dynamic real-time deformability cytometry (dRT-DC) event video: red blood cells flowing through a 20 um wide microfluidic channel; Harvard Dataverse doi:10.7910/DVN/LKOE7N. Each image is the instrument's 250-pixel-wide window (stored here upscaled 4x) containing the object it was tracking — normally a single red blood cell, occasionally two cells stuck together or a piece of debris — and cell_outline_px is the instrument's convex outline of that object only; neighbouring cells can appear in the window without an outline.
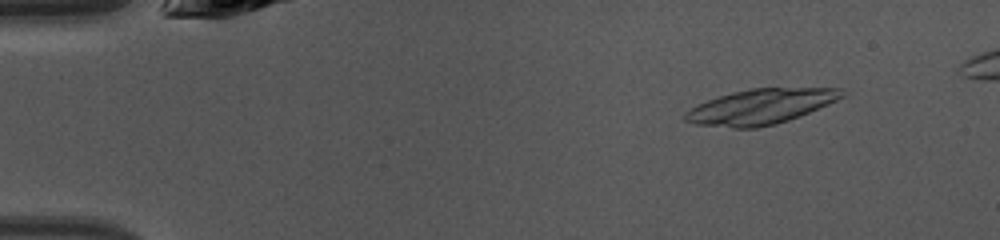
{"species": "common noctule bat (a hibernating species)", "species_latin": "Nyctalus noctula", "temperature_condition": "warm", "stored_images_in_passage": 45, "camera_frame_rate_fps": 3000, "um_per_image_px": 0.085, "animal": {"sex": "female", "body_mass_g": 10.0, "forearm_length_mm": 53.1}, "frame": {"image": 1, "passage_image": 5, "time_ms": 1.333, "image_size_px": [1000, 240], "cell_outline_px": [[848, 92], [844, 96], [828, 104], [800, 116], [776, 124], [756, 128], [732, 128], [696, 124], [684, 120], [684, 112], [708, 100], [732, 92], [752, 88], [840, 88]], "centroid_in_image_um": [64.68, 9.06], "position_along_channel_um": 20.3, "area_um2": 31.91}}
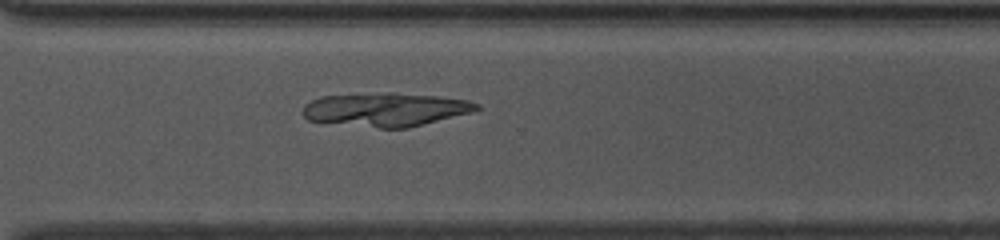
{"frame": {"image": 2, "passage_image": 33, "time_ms": 10.667, "image_size_px": [1000, 240], "cell_outline_px": [[480, 108], [472, 112], [408, 128], [380, 128], [308, 120], [300, 112], [304, 104], [320, 96], [388, 92], [396, 92], [436, 96], [468, 100], [480, 104]], "centroid_in_image_um": [32.77, 9.3], "position_along_channel_um": 337.8, "area_um2": 34.1}}
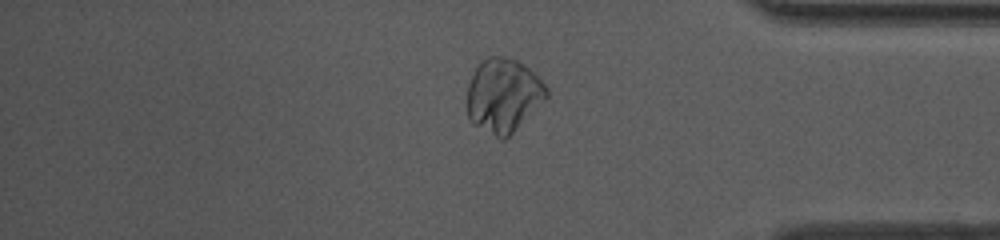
{"frame": {"image": 3, "passage_image": 38, "time_ms": 12.333, "image_size_px": [1000, 240], "cell_outline_px": [[548, 96], [504, 140], [500, 140], [472, 124], [468, 120], [468, 84], [480, 60], [488, 56], [496, 56], [516, 60], [524, 64], [548, 88]], "centroid_in_image_um": [42.75, 8.11], "position_along_channel_um": 392.5, "area_um2": 33.81}}